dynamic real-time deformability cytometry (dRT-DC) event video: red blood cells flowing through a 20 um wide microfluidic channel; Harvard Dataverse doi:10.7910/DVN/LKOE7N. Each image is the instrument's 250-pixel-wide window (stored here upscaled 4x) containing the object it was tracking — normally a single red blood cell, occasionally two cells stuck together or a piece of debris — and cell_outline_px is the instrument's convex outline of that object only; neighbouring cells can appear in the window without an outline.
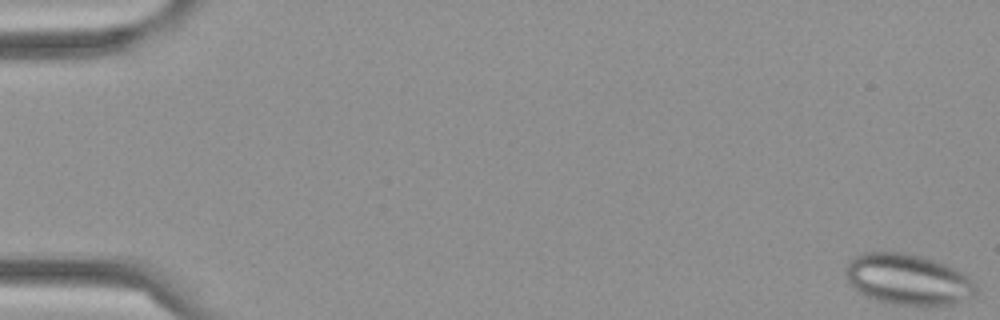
{"species": "Egyptian fruit bat (a non-hibernating species)", "species_latin": "Rousettus aegyptiacus", "temperature_condition": "cold", "stored_images_in_passage": 59, "camera_frame_rate_fps": 3000, "um_per_image_px": 0.085, "frame": {"image": 1, "passage_image": 1, "time_ms": 0.0, "image_size_px": [1000, 320], "cell_outline_px": [[980, 292], [976, 296], [948, 304], [892, 304], [876, 300], [860, 292], [848, 280], [844, 272], [844, 268], [848, 260], [864, 252], [904, 252], [924, 256], [944, 264], [960, 272], [972, 280], [980, 288]], "centroid_in_image_um": [77.18, 23.73], "position_along_channel_um": 7.8, "area_um2": 38.44}}
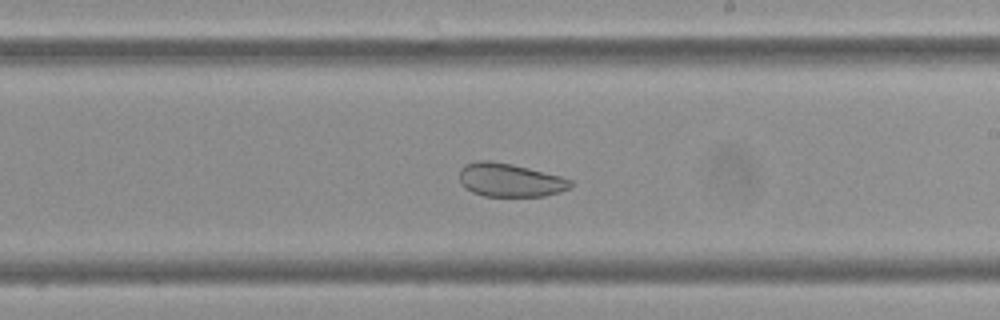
{"frame": {"image": 2, "passage_image": 35, "time_ms": 11.333, "image_size_px": [1000, 320], "cell_outline_px": [[572, 188], [560, 192], [544, 196], [484, 196], [472, 192], [464, 188], [460, 180], [460, 168], [464, 164], [476, 160], [492, 160], [512, 164], [560, 176], [572, 180]], "centroid_in_image_um": [43.33, 15.3], "position_along_channel_um": 245.7, "area_um2": 21.85}}
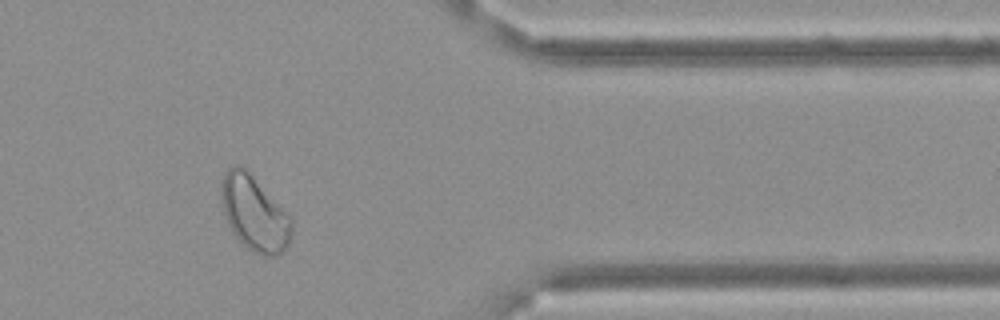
{"frame": {"image": 3, "passage_image": 49, "time_ms": 16.0, "image_size_px": [1000, 320], "cell_outline_px": [[292, 232], [288, 244], [276, 256], [264, 256], [252, 252], [232, 232], [228, 224], [224, 212], [220, 192], [220, 188], [224, 172], [232, 164], [240, 164], [248, 168], [292, 220]], "centroid_in_image_um": [21.59, 18.08], "position_along_channel_um": 389.8, "area_um2": 30.81}}